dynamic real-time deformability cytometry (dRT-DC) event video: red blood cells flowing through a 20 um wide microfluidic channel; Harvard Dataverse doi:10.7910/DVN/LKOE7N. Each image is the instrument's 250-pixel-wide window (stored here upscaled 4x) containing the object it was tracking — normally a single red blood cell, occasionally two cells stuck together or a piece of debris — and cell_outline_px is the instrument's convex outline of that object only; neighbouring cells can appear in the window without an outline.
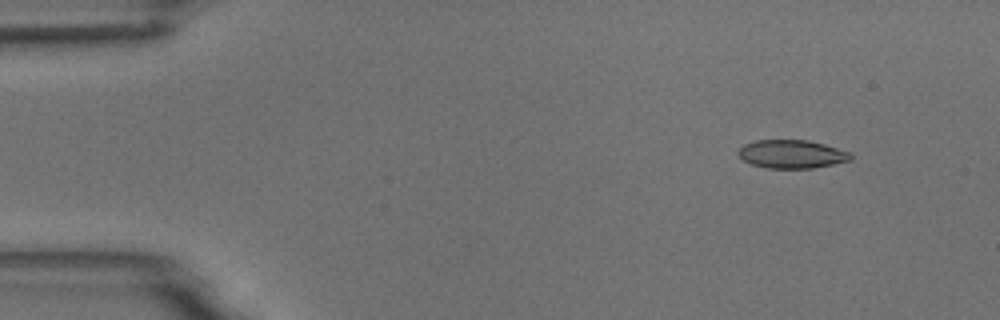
{"species": "common noctule bat (a hibernating species)", "species_latin": "Nyctalus noctula", "temperature_condition": "room temperature", "stored_images_in_passage": 5, "camera_frame_rate_fps": 3000, "um_per_image_px": 0.085, "animal": {"sex": "male", "body_mass_g": 18.8}, "frame": {"image": 1, "passage_image": 1, "time_ms": 0.0, "image_size_px": [1000, 320], "cell_outline_px": [[852, 160], [812, 168], [768, 168], [752, 164], [744, 160], [736, 152], [744, 144], [756, 140], [808, 140], [824, 144], [852, 152]], "centroid_in_image_um": [67.32, 13.09], "position_along_channel_um": 17.7, "area_um2": 18.55}}
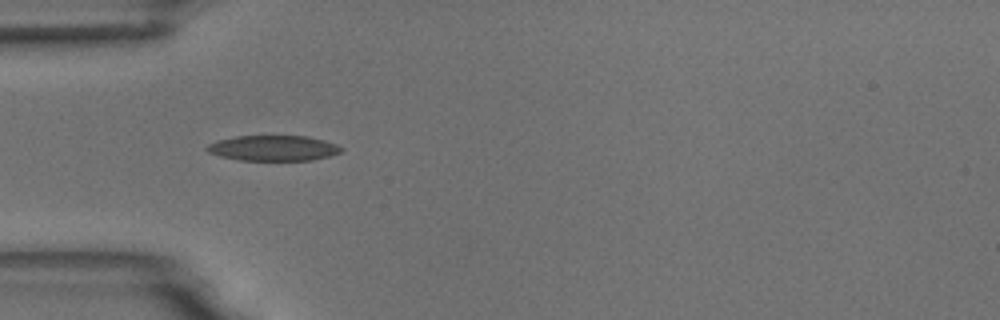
{"frame": {"image": 2, "passage_image": 4, "time_ms": 3.667, "image_size_px": [1000, 320], "cell_outline_px": [[344, 152], [312, 160], [240, 160], [220, 156], [208, 152], [204, 148], [208, 144], [216, 140], [236, 136], [308, 136], [324, 140], [336, 144], [344, 148]], "centroid_in_image_um": [23.24, 12.58], "position_along_channel_um": 61.8, "area_um2": 20.0}}